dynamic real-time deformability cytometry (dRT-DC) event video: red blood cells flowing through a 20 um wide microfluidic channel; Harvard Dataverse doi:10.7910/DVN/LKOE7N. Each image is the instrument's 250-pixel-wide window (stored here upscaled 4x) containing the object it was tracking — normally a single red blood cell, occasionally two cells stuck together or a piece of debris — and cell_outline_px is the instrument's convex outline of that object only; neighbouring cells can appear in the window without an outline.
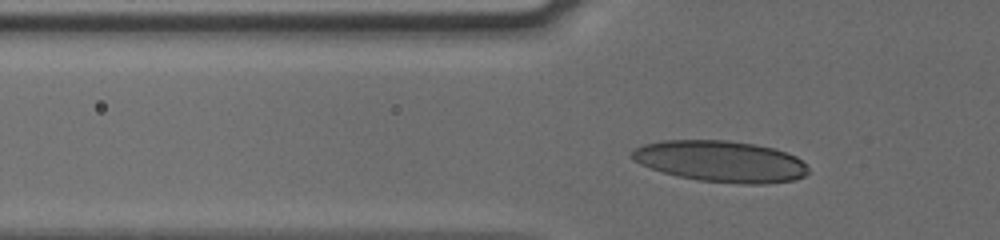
{"species": "human", "species_latin": "Homo sapiens", "temperature_condition": "cold", "stored_images_in_passage": 33, "camera_frame_rate_fps": 3000, "um_per_image_px": 0.085, "donor": {"sex": "male"}, "frame": {"image": 1, "passage_image": 6, "time_ms": 1.667, "image_size_px": [1000, 240], "cell_outline_px": [[808, 172], [804, 176], [792, 180], [760, 184], [744, 184], [700, 180], [680, 176], [664, 172], [640, 164], [628, 156], [636, 148], [644, 144], [664, 140], [728, 140], [756, 144], [772, 148], [796, 156], [808, 168]], "centroid_in_image_um": [61.25, 13.7], "position_along_channel_um": 64.6, "area_um2": 42.02}}
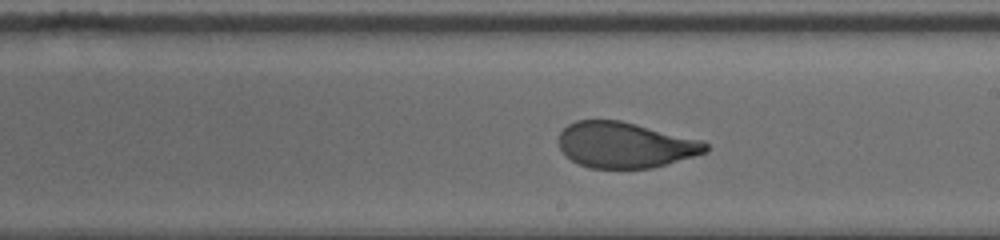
{"frame": {"image": 2, "passage_image": 20, "time_ms": 6.333, "image_size_px": [1000, 240], "cell_outline_px": [[708, 152], [652, 168], [588, 168], [564, 156], [560, 148], [560, 132], [568, 124], [576, 120], [620, 120], [704, 140], [708, 144]], "centroid_in_image_um": [53.15, 12.32], "position_along_channel_um": 235.8, "area_um2": 39.3}}
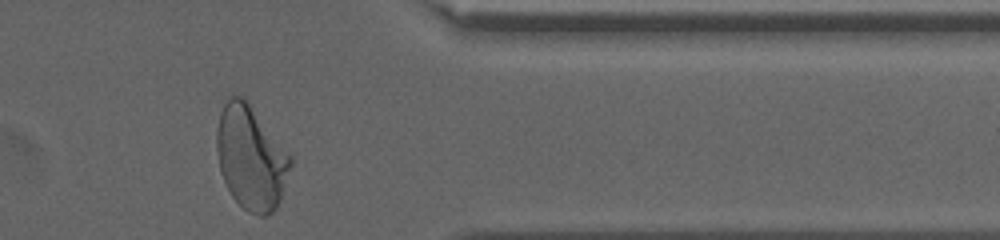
{"frame": {"image": 3, "passage_image": 33, "time_ms": 10.667, "image_size_px": [1000, 240], "cell_outline_px": [[292, 164], [280, 200], [276, 208], [268, 216], [260, 216], [248, 212], [232, 196], [220, 172], [216, 148], [216, 132], [220, 112], [228, 96], [240, 96], [248, 104], [292, 156]], "centroid_in_image_um": [21.32, 13.44], "position_along_channel_um": 390.1, "area_um2": 44.16}, "authors_computed_cell_mechanics": {"area_um2": 40.46, "velocity_mm_per_s": 3.7958, "shape_relaxation_time_tau1_ms": 5.0868, "shape_relaxation_time_tau2_ms": null, "deformation_change_tau1": 0.193, "deformation_change_tau2": null}}